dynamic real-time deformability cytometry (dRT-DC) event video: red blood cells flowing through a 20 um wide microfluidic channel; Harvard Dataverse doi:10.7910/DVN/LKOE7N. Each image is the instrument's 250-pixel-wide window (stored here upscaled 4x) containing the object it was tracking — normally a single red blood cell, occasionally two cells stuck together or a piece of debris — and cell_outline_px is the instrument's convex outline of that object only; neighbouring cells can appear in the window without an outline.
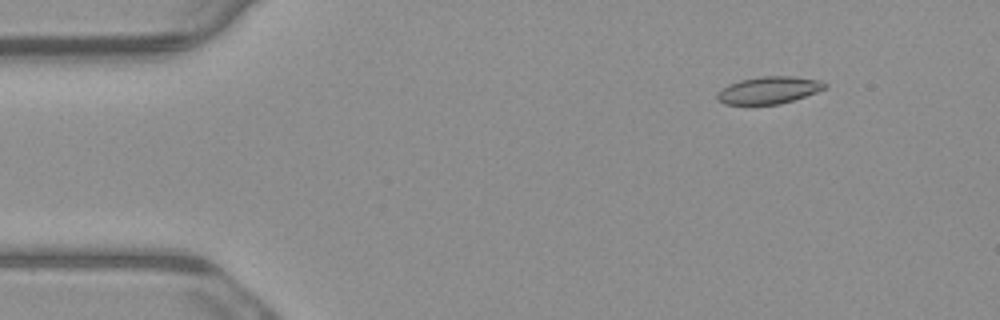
{"species": "common noctule bat (a hibernating species)", "species_latin": "Nyctalus noctula", "temperature_condition": "warm", "stored_images_in_passage": 6, "camera_frame_rate_fps": 3000, "um_per_image_px": 0.085, "animal": {"sex": "male", "body_mass_g": 23.1, "forearm_length_mm": 52.7}, "frame": {"image": 1, "passage_image": 2, "time_ms": 0.333, "image_size_px": [1000, 320], "cell_outline_px": [[828, 84], [824, 88], [816, 92], [780, 104], [724, 104], [716, 100], [716, 92], [728, 84], [740, 80], [760, 76], [792, 76], [820, 80]], "centroid_in_image_um": [65.3, 7.66], "position_along_channel_um": 19.7, "area_um2": 17.05}}
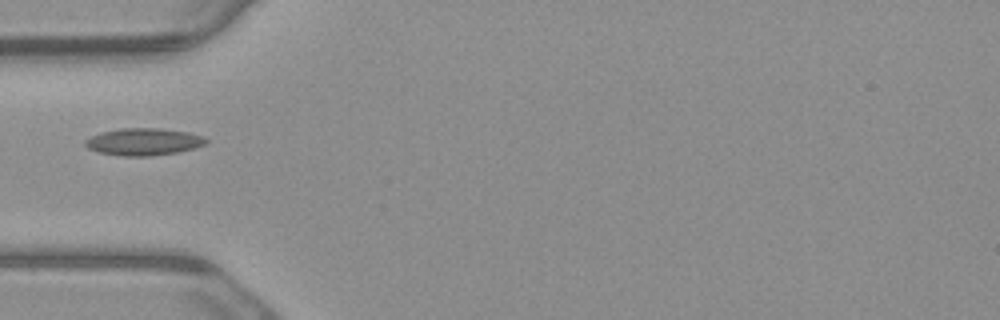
{"frame": {"image": 2, "passage_image": 5, "time_ms": 1.333, "image_size_px": [1000, 320], "cell_outline_px": [[208, 144], [176, 152], [148, 156], [124, 156], [100, 152], [88, 148], [84, 144], [84, 140], [92, 136], [104, 132], [120, 128], [160, 128], [188, 132], [204, 136], [208, 140]], "centroid_in_image_um": [12.24, 12.04], "position_along_channel_um": 72.8, "area_um2": 18.96}}
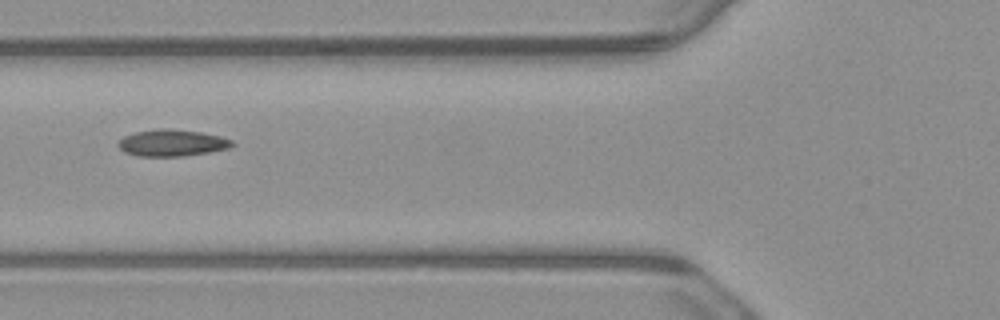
{"frame": {"image": 3, "passage_image": 6, "time_ms": 1.667, "image_size_px": [1000, 320], "cell_outline_px": [[236, 144], [228, 148], [208, 152], [184, 156], [136, 156], [124, 152], [116, 144], [124, 136], [136, 132], [156, 128], [164, 128], [200, 132], [220, 136], [232, 140]], "centroid_in_image_um": [14.6, 12.15], "position_along_channel_um": 111.2, "area_um2": 17.69}}